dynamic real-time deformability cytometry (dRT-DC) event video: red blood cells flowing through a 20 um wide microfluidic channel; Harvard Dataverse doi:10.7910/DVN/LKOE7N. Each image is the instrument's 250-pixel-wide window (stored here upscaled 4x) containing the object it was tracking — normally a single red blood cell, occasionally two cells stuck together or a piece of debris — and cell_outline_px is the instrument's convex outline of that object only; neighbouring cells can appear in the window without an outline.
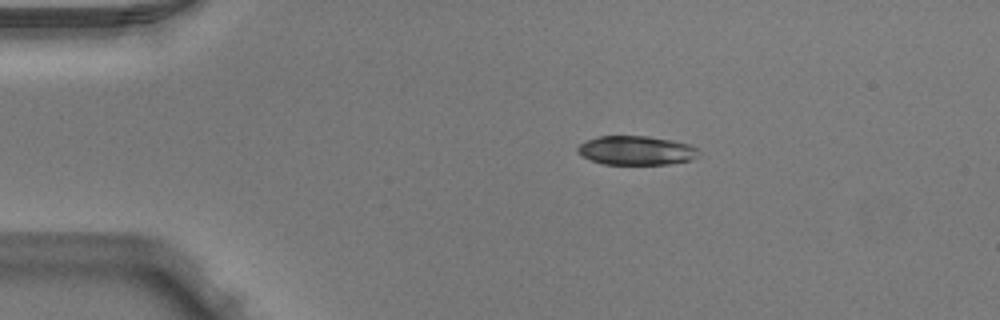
{"species": "Egyptian fruit bat (a non-hibernating species)", "species_latin": "Rousettus aegyptiacus", "temperature_condition": "warm", "stored_images_in_passage": 4, "camera_frame_rate_fps": 3000, "um_per_image_px": 0.085, "animal": {"sex": "male"}, "frame": {"image": 1, "passage_image": 1, "time_ms": 0.0, "image_size_px": [1000, 320], "cell_outline_px": [[700, 156], [692, 160], [668, 164], [604, 164], [592, 160], [576, 152], [576, 148], [580, 144], [588, 140], [600, 136], [648, 136], [672, 140], [692, 144], [700, 152]], "centroid_in_image_um": [54.14, 12.79], "position_along_channel_um": 30.9, "area_um2": 20.58}}
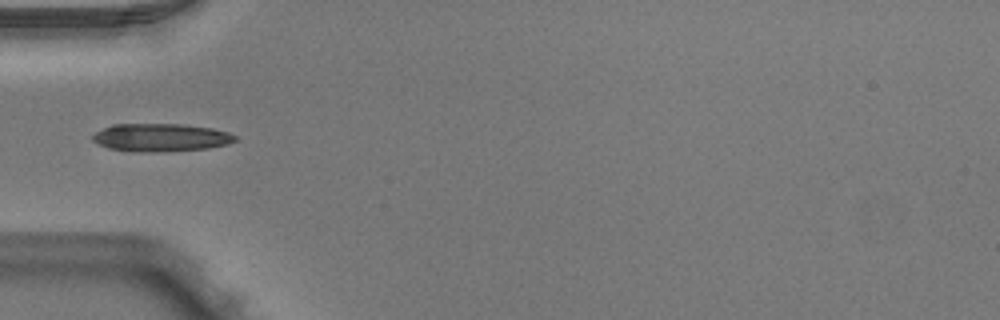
{"frame": {"image": 2, "passage_image": 3, "time_ms": 0.667, "image_size_px": [1000, 320], "cell_outline_px": [[236, 140], [228, 144], [208, 148], [152, 152], [132, 152], [108, 148], [92, 140], [92, 136], [96, 132], [112, 124], [184, 124], [212, 128], [228, 132], [236, 136]], "centroid_in_image_um": [13.66, 11.68], "position_along_channel_um": 71.3, "area_um2": 23.18}}
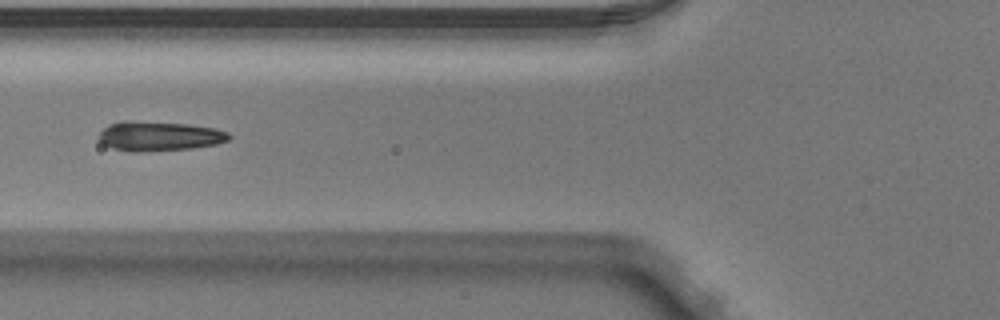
{"frame": {"image": 3, "passage_image": 4, "time_ms": 1.0, "image_size_px": [1000, 320], "cell_outline_px": [[232, 136], [228, 140], [216, 144], [192, 148], [136, 152], [132, 152], [112, 148], [104, 144], [100, 140], [100, 132], [108, 124], [124, 120], [128, 120], [188, 124], [216, 128], [228, 132]], "centroid_in_image_um": [13.54, 11.56], "position_along_channel_um": 112.3, "area_um2": 22.43}}